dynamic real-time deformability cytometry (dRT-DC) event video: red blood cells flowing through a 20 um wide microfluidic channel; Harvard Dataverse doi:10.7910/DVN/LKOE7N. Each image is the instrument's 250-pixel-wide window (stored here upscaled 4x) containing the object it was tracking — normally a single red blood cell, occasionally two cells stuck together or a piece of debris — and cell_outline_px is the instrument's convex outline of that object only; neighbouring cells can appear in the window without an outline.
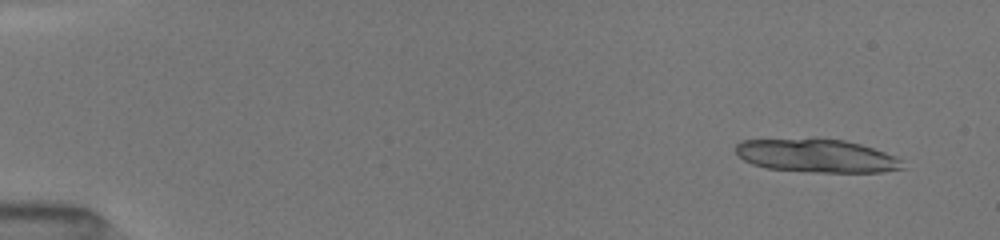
{"species": "common noctule bat (a hibernating species)", "species_latin": "Nyctalus noctula", "temperature_condition": "room temperature", "stored_images_in_passage": 20, "camera_frame_rate_fps": 3000, "um_per_image_px": 0.085, "animal": {"sex": "female", "body_mass_g": 19.5, "forearm_length_mm": 54.1}, "frame": {"image": 1, "passage_image": 2, "time_ms": 0.667, "image_size_px": [1000, 240], "cell_outline_px": [[904, 168], [884, 172], [808, 172], [768, 168], [752, 164], [736, 156], [736, 144], [740, 140], [816, 136], [844, 140], [860, 144], [896, 156], [900, 160]], "centroid_in_image_um": [69.34, 13.2], "position_along_channel_um": 15.7, "area_um2": 33.29}}
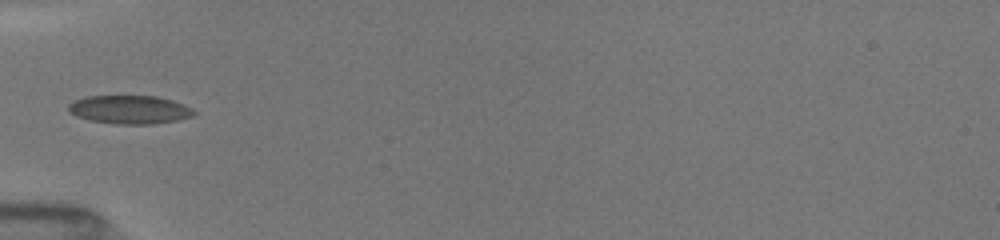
{"frame": {"image": 2, "passage_image": 14, "time_ms": 5.667, "image_size_px": [1000, 240], "cell_outline_px": [[196, 112], [192, 116], [180, 120], [152, 124], [116, 124], [88, 120], [76, 116], [68, 112], [68, 104], [84, 96], [156, 96], [172, 100], [184, 104], [192, 108]], "centroid_in_image_um": [11.02, 9.32], "position_along_channel_um": 74.0, "area_um2": 20.98}}